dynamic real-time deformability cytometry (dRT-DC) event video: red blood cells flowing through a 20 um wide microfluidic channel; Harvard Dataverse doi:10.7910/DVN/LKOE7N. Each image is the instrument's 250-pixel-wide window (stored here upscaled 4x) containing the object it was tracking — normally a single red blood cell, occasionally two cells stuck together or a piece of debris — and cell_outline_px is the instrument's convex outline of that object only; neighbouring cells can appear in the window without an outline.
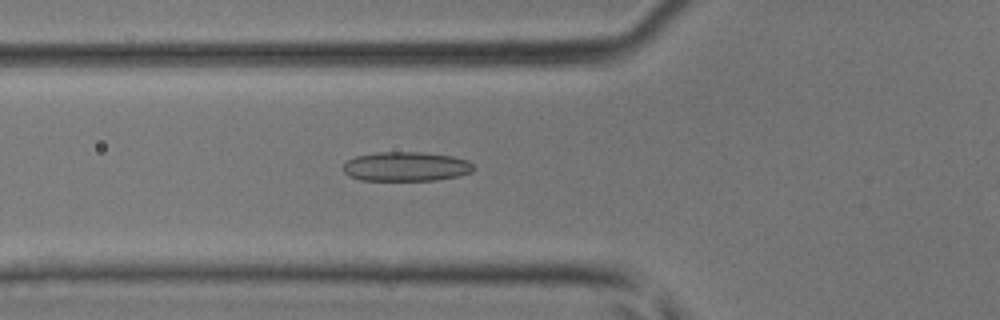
{"species": "common noctule bat (a hibernating species)", "species_latin": "Nyctalus noctula", "temperature_condition": "room temperature", "stored_images_in_passage": 27, "camera_frame_rate_fps": 3000, "um_per_image_px": 0.085, "animal": {"sex": "male", "body_mass_g": 17.9, "forearm_length_mm": 54.2}, "frame": {"image": 1, "passage_image": 16, "time_ms": 5.0, "image_size_px": [1000, 320], "cell_outline_px": [[476, 168], [472, 172], [460, 176], [436, 180], [360, 180], [348, 176], [344, 172], [344, 164], [348, 160], [356, 156], [376, 152], [424, 152], [452, 156], [468, 160]], "centroid_in_image_um": [34.54, 14.15], "position_along_channel_um": 91.3, "area_um2": 22.48}}
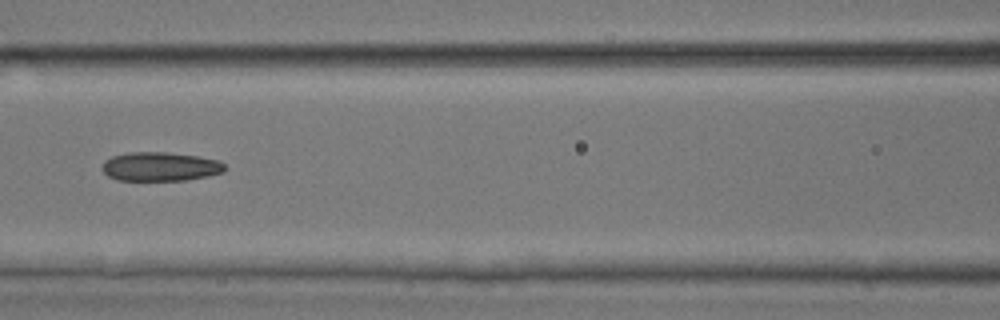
{"frame": {"image": 2, "passage_image": 20, "time_ms": 6.333, "image_size_px": [1000, 320], "cell_outline_px": [[228, 168], [224, 172], [208, 176], [184, 180], [116, 180], [108, 176], [104, 172], [104, 160], [112, 156], [128, 152], [168, 152], [196, 156], [216, 160], [224, 164]], "centroid_in_image_um": [13.63, 14.16], "position_along_channel_um": 153.0, "area_um2": 20.63}}
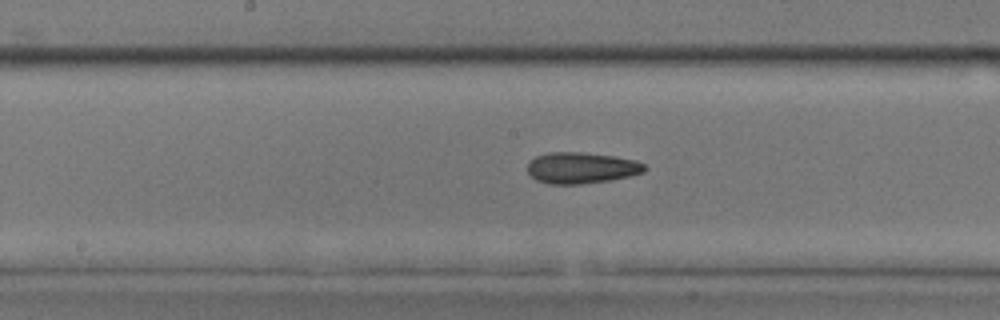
{"frame": {"image": 3, "passage_image": 23, "time_ms": 7.333, "image_size_px": [1000, 320], "cell_outline_px": [[648, 168], [644, 172], [632, 176], [612, 180], [580, 184], [548, 184], [536, 180], [528, 172], [528, 164], [536, 156], [548, 152], [584, 152], [616, 156], [636, 160], [644, 164]], "centroid_in_image_um": [49.47, 14.27], "position_along_channel_um": 198.7, "area_um2": 21.56}}